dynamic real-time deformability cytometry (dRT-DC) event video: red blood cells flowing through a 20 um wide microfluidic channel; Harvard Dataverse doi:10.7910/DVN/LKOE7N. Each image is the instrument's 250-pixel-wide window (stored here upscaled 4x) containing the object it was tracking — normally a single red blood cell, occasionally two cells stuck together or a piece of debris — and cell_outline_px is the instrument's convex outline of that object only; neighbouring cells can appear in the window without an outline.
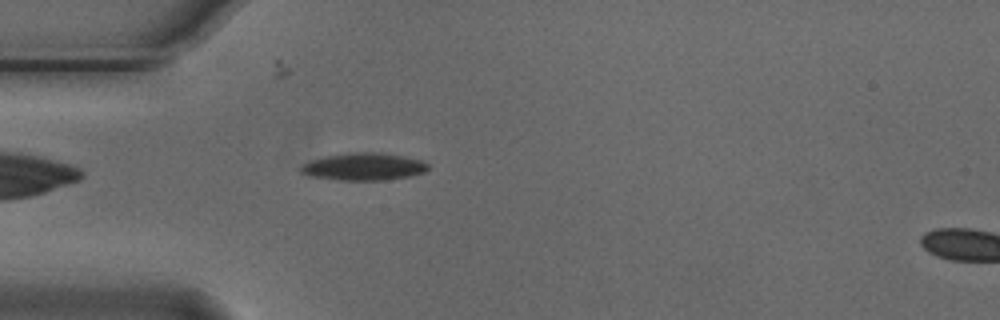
{"species": "Egyptian fruit bat (a non-hibernating species)", "species_latin": "Rousettus aegyptiacus", "temperature_condition": "cold", "stored_images_in_passage": 9, "camera_frame_rate_fps": 3000, "um_per_image_px": 0.085, "animal": {"sex": "male"}, "frame": {"image": 1, "passage_image": 4, "time_ms": 1.0, "image_size_px": [1000, 320], "cell_outline_px": [[428, 168], [424, 172], [408, 176], [384, 180], [340, 180], [308, 176], [300, 172], [300, 164], [324, 156], [352, 152], [380, 152], [404, 156], [424, 160], [428, 164]], "centroid_in_image_um": [30.89, 14.15], "position_along_channel_um": 54.1, "area_um2": 20.46}}
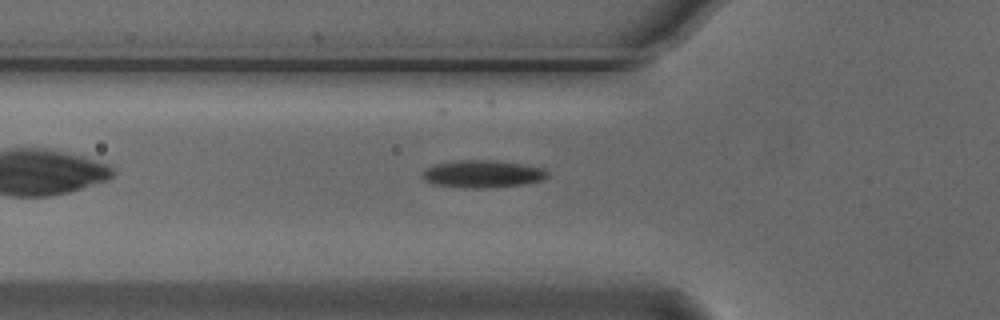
{"frame": {"image": 2, "passage_image": 7, "time_ms": 2.0, "image_size_px": [1000, 320], "cell_outline_px": [[548, 176], [544, 180], [524, 184], [488, 188], [464, 188], [432, 184], [424, 180], [420, 176], [428, 168], [436, 164], [460, 160], [496, 160], [544, 168], [548, 172]], "centroid_in_image_um": [41.03, 14.79], "position_along_channel_um": 84.8, "area_um2": 20.06}}